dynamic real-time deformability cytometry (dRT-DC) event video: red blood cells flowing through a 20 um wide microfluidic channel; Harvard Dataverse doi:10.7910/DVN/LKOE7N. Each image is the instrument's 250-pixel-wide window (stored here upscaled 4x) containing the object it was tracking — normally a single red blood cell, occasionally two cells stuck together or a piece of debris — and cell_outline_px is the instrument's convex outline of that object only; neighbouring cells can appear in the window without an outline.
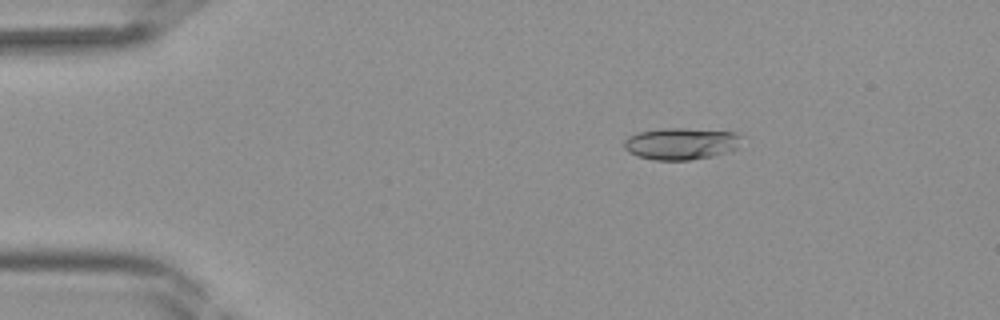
{"species": "Egyptian fruit bat (a non-hibernating species)", "species_latin": "Rousettus aegyptiacus", "temperature_condition": "room temperature", "stored_images_in_passage": 35, "camera_frame_rate_fps": 3000, "um_per_image_px": 0.085, "frame": {"image": 1, "passage_image": 1, "time_ms": 0.0, "image_size_px": [1000, 320], "cell_outline_px": [[740, 136], [736, 148], [728, 152], [712, 156], [688, 160], [652, 160], [636, 156], [628, 152], [624, 148], [624, 140], [628, 136], [636, 132], [660, 128], [684, 128], [736, 132]], "centroid_in_image_um": [57.81, 12.21], "position_along_channel_um": 27.2, "area_um2": 21.91}}
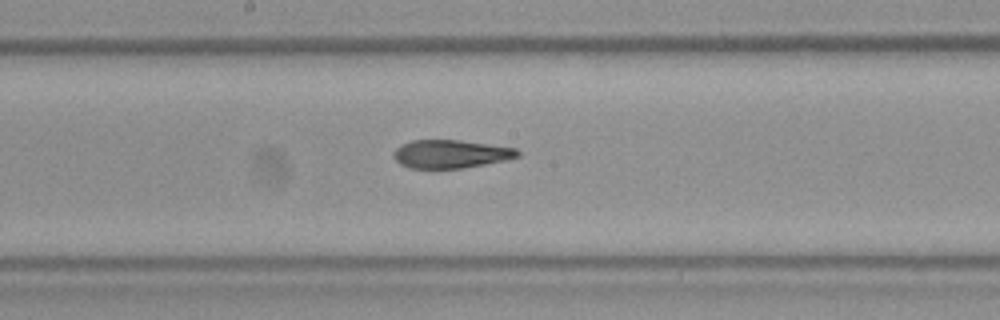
{"frame": {"image": 2, "passage_image": 16, "time_ms": 5.0, "image_size_px": [1000, 320], "cell_outline_px": [[520, 156], [508, 160], [464, 168], [408, 168], [400, 164], [392, 156], [392, 152], [400, 144], [412, 140], [460, 140], [516, 148], [520, 152]], "centroid_in_image_um": [38.3, 13.09], "position_along_channel_um": 209.9, "area_um2": 20.63}}
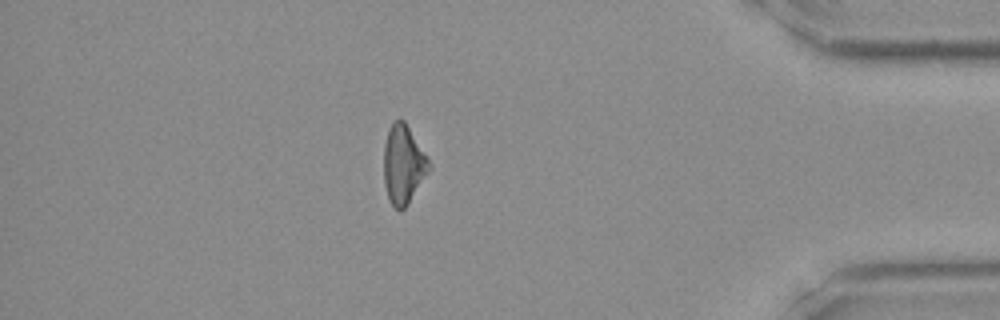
{"frame": {"image": 3, "passage_image": 30, "time_ms": 9.667, "image_size_px": [1000, 320], "cell_outline_px": [[432, 168], [408, 204], [400, 212], [388, 200], [384, 184], [384, 144], [388, 128], [392, 120], [404, 120], [432, 164]], "centroid_in_image_um": [34.29, 13.99], "position_along_channel_um": 400.9, "area_um2": 21.04}}